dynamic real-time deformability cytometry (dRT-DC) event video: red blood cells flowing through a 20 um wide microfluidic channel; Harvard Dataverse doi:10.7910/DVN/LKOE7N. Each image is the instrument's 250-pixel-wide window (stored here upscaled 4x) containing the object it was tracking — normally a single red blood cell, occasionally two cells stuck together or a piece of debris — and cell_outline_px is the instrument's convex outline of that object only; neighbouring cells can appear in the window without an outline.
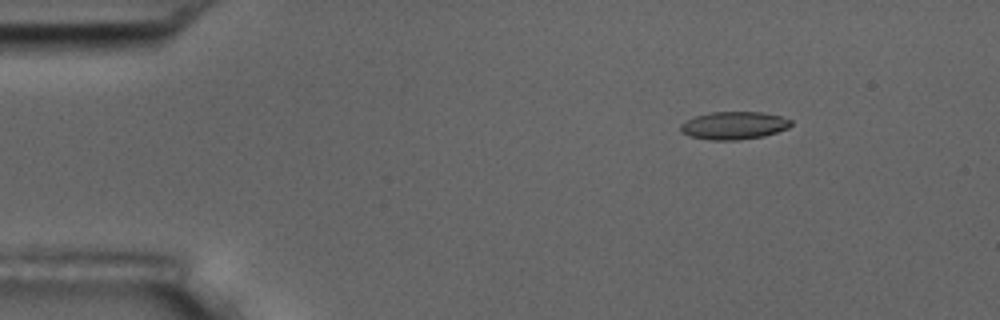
{"species": "common noctule bat (a hibernating species)", "species_latin": "Nyctalus noctula", "temperature_condition": "room temperature", "stored_images_in_passage": 7, "camera_frame_rate_fps": 3000, "um_per_image_px": 0.085, "animal": {"sex": "male", "body_mass_g": 17.5, "forearm_length_mm": 52.3}, "frame": {"image": 1, "passage_image": 2, "time_ms": 1.333, "image_size_px": [1000, 320], "cell_outline_px": [[792, 124], [788, 128], [764, 136], [740, 140], [712, 140], [688, 136], [680, 132], [680, 124], [696, 116], [712, 112], [764, 112], [780, 116], [792, 120]], "centroid_in_image_um": [62.39, 10.67], "position_along_channel_um": 22.6, "area_um2": 17.92}}
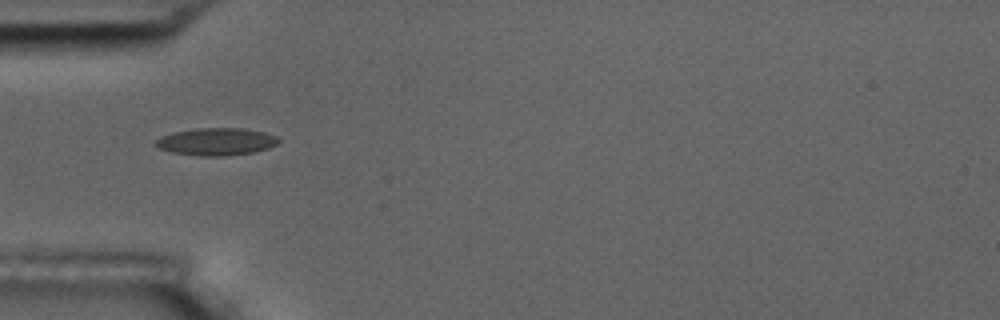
{"frame": {"image": 2, "passage_image": 5, "time_ms": 4.667, "image_size_px": [1000, 320], "cell_outline_px": [[280, 140], [276, 144], [268, 148], [252, 152], [224, 156], [200, 156], [172, 152], [160, 148], [156, 144], [156, 140], [160, 136], [172, 132], [196, 128], [244, 128], [264, 132], [276, 136]], "centroid_in_image_um": [18.38, 12.03], "position_along_channel_um": 66.6, "area_um2": 19.54}}